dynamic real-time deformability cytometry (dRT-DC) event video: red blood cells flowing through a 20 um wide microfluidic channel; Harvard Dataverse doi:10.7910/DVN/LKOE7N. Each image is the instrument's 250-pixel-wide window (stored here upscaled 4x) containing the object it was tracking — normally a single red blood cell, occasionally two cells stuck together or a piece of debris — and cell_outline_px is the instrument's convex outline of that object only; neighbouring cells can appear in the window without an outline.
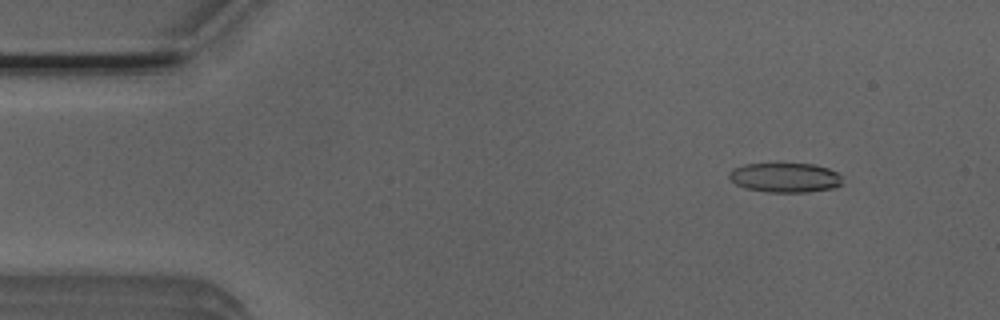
{"species": "Egyptian fruit bat (a non-hibernating species)", "species_latin": "Rousettus aegyptiacus", "temperature_condition": "room temperature", "stored_images_in_passage": 52, "camera_frame_rate_fps": 3000, "um_per_image_px": 0.085, "animal": {"sex": "male"}, "frame": {"image": 1, "passage_image": 6, "time_ms": 1.667, "image_size_px": [1000, 320], "cell_outline_px": [[844, 184], [832, 188], [808, 192], [768, 192], [744, 188], [736, 184], [728, 176], [728, 172], [744, 164], [812, 164], [828, 168], [836, 172], [840, 176]], "centroid_in_image_um": [66.74, 15.1], "position_along_channel_um": 18.3, "area_um2": 19.42}}
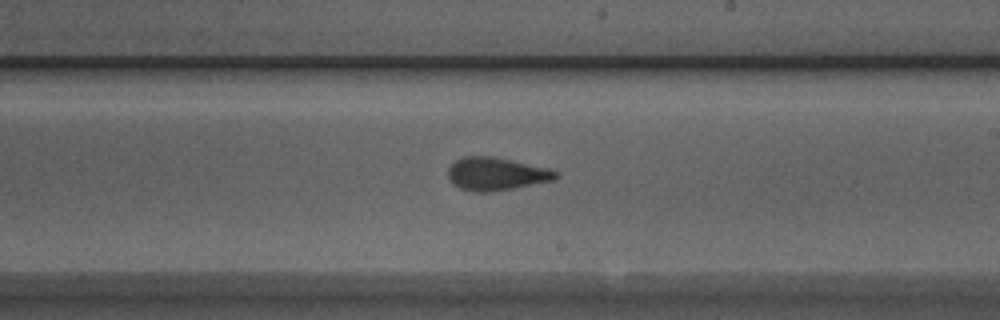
{"frame": {"image": 2, "passage_image": 30, "time_ms": 9.667, "image_size_px": [1000, 320], "cell_outline_px": [[560, 176], [556, 180], [512, 188], [488, 192], [476, 192], [460, 188], [448, 176], [448, 168], [456, 160], [464, 156], [492, 156], [548, 168], [560, 172]], "centroid_in_image_um": [42.23, 14.77], "position_along_channel_um": 246.8, "area_um2": 20.52}}
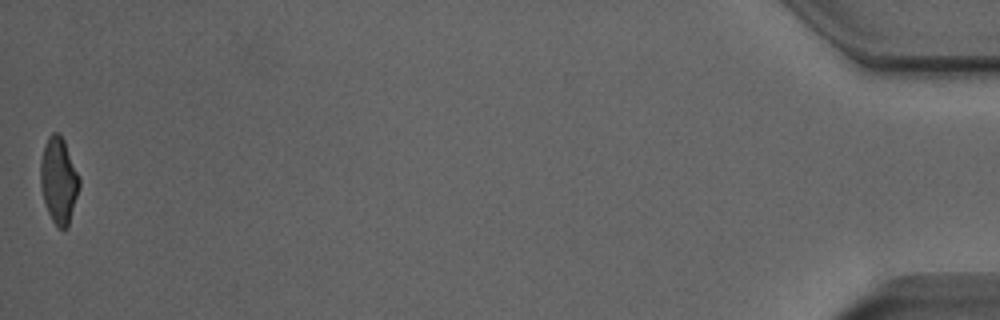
{"frame": {"image": 3, "passage_image": 52, "time_ms": 17.0, "image_size_px": [1000, 320], "cell_outline_px": [[80, 184], [68, 228], [64, 232], [52, 220], [48, 212], [44, 200], [40, 184], [40, 160], [44, 144], [48, 136], [52, 132], [56, 132], [64, 140], [80, 176]], "centroid_in_image_um": [4.99, 15.33], "position_along_channel_um": 430.2, "area_um2": 19.59}, "authors_computed_cell_mechanics": {"area_um2": 20.1722, "velocity_mm_per_s": 3.9336, "shape_relaxation_time_tau1_ms": 5.7619, "shape_relaxation_time_tau2_ms": 1.7319, "deformation_change_tau1": 0.1779, "deformation_change_tau2": 0.1008}}